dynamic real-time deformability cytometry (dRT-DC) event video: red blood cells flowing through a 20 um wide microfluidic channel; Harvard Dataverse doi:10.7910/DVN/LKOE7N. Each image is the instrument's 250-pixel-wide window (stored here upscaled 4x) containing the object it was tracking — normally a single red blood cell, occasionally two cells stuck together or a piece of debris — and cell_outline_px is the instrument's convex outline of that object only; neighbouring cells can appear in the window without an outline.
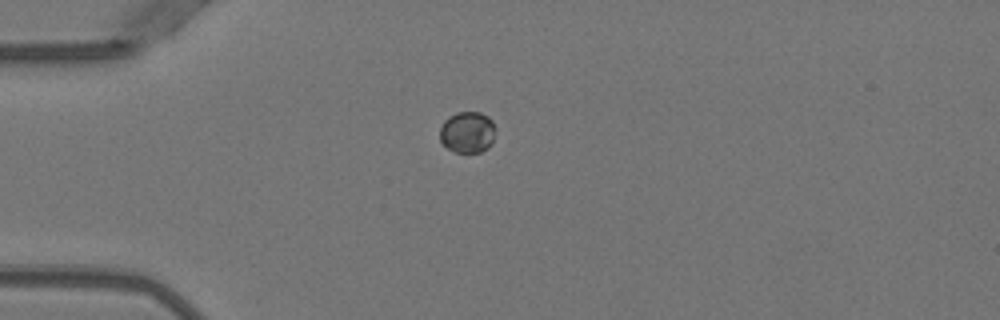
{"species": "Egyptian fruit bat (a non-hibernating species)", "species_latin": "Rousettus aegyptiacus", "temperature_condition": "warm", "stored_images_in_passage": 27, "camera_frame_rate_fps": 3000, "um_per_image_px": 0.085, "animal": {"sex": "female"}, "frame": {"image": 1, "passage_image": 1, "time_ms": 0.0, "image_size_px": [1000, 320], "cell_outline_px": [[496, 128], [492, 140], [488, 148], [480, 152], [456, 152], [448, 148], [440, 140], [440, 128], [444, 120], [448, 116], [456, 112], [480, 112], [488, 116], [492, 120]], "centroid_in_image_um": [39.73, 11.21], "position_along_channel_um": 45.3, "area_um2": 13.47}}
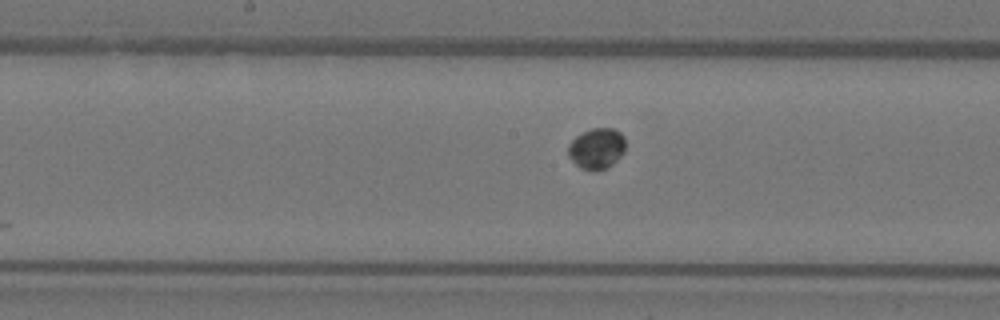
{"frame": {"image": 2, "passage_image": 14, "time_ms": 4.333, "image_size_px": [1000, 320], "cell_outline_px": [[624, 152], [608, 168], [580, 168], [568, 156], [568, 144], [576, 136], [592, 128], [612, 128], [620, 132], [624, 136]], "centroid_in_image_um": [50.71, 12.58], "position_along_channel_um": 197.5, "area_um2": 13.29}}
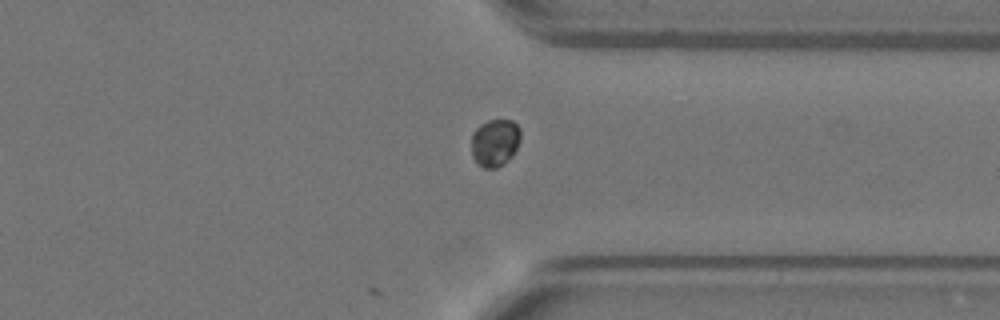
{"frame": {"image": 3, "passage_image": 27, "time_ms": 8.667, "image_size_px": [1000, 320], "cell_outline_px": [[520, 140], [512, 156], [504, 164], [496, 168], [484, 168], [476, 164], [472, 156], [472, 132], [480, 124], [488, 120], [512, 120], [520, 128]], "centroid_in_image_um": [42.06, 12.13], "position_along_channel_um": 369.3, "area_um2": 13.76}}